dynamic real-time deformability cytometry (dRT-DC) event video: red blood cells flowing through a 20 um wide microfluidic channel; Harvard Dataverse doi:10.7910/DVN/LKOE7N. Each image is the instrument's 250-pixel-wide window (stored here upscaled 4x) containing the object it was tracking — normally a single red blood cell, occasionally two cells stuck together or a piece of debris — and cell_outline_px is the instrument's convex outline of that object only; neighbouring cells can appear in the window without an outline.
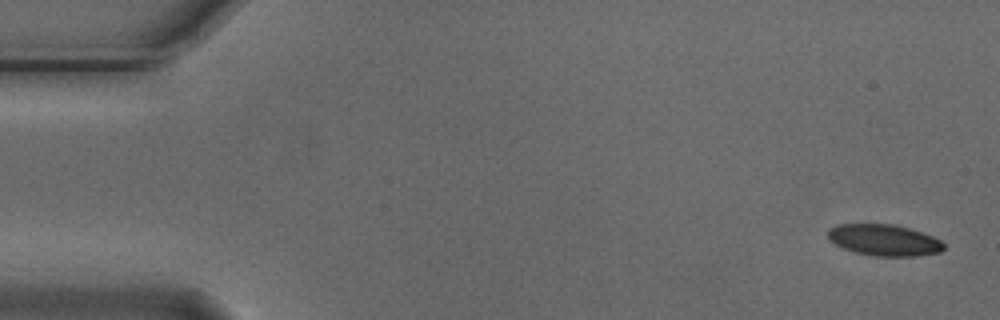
{"species": "Egyptian fruit bat (a non-hibernating species)", "species_latin": "Rousettus aegyptiacus", "temperature_condition": "cold", "stored_images_in_passage": 5, "camera_frame_rate_fps": 3000, "um_per_image_px": 0.085, "animal": {"sex": "male"}, "frame": {"image": 1, "passage_image": 1, "time_ms": 0.0, "image_size_px": [1000, 320], "cell_outline_px": [[944, 248], [940, 252], [916, 256], [876, 256], [856, 252], [844, 248], [828, 240], [828, 228], [836, 224], [896, 224], [932, 236], [940, 240], [944, 244]], "centroid_in_image_um": [75.13, 20.4], "position_along_channel_um": 9.9, "area_um2": 21.1}}
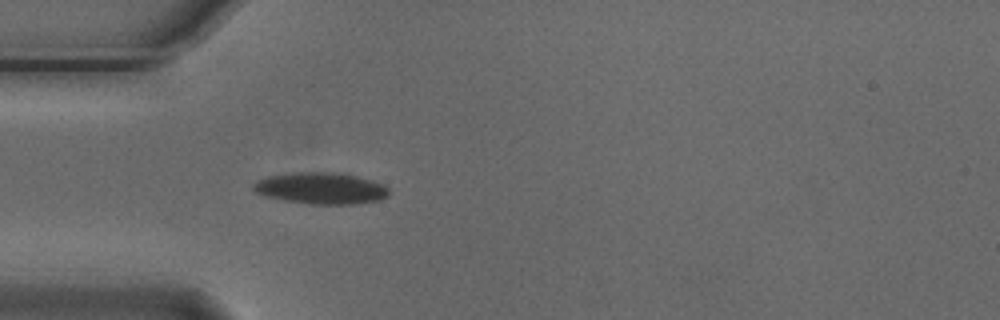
{"frame": {"image": 2, "passage_image": 5, "time_ms": 1.333, "image_size_px": [1000, 320], "cell_outline_px": [[388, 196], [380, 200], [352, 204], [308, 204], [284, 200], [264, 196], [256, 192], [252, 188], [252, 184], [256, 180], [268, 176], [292, 172], [344, 172], [372, 180], [384, 184], [388, 188]], "centroid_in_image_um": [27.27, 15.99], "position_along_channel_um": 57.7, "area_um2": 25.26}}